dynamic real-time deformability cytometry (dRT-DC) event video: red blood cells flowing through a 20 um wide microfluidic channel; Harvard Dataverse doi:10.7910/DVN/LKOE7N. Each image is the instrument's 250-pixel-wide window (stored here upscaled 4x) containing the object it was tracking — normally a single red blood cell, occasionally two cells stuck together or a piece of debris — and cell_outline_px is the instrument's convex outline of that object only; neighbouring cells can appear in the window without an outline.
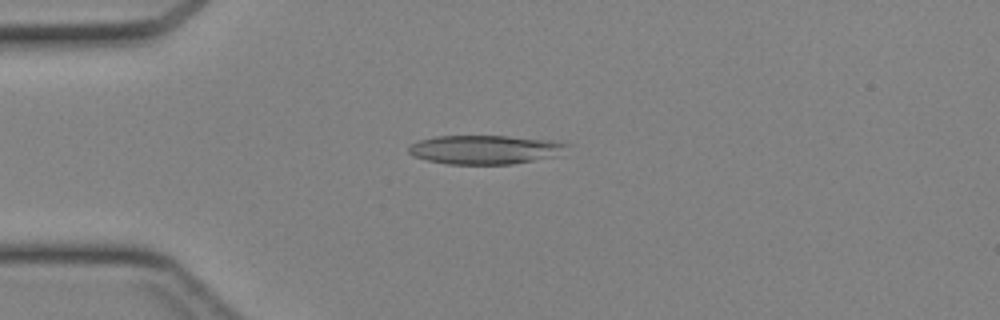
{"species": "Egyptian fruit bat (a non-hibernating species)", "species_latin": "Rousettus aegyptiacus", "temperature_condition": "cold", "stored_images_in_passage": 38, "camera_frame_rate_fps": 3000, "um_per_image_px": 0.085, "animal": {"sex": "female"}, "frame": {"image": 1, "passage_image": 6, "time_ms": 1.667, "image_size_px": [1000, 320], "cell_outline_px": [[572, 144], [560, 156], [512, 164], [448, 164], [428, 160], [412, 156], [408, 152], [408, 144], [420, 140], [436, 136], [508, 136], [552, 140]], "centroid_in_image_um": [41.28, 12.71], "position_along_channel_um": 43.7, "area_um2": 27.05}}
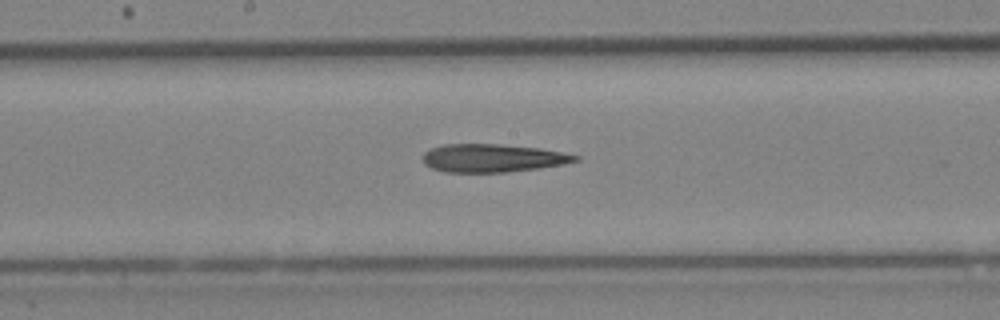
{"frame": {"image": 2, "passage_image": 18, "time_ms": 5.667, "image_size_px": [1000, 320], "cell_outline_px": [[580, 160], [564, 164], [536, 168], [504, 172], [444, 172], [432, 168], [424, 164], [420, 160], [420, 156], [424, 152], [432, 148], [444, 144], [500, 144], [540, 148], [580, 156]], "centroid_in_image_um": [41.81, 13.43], "position_along_channel_um": 206.4, "area_um2": 25.03}}
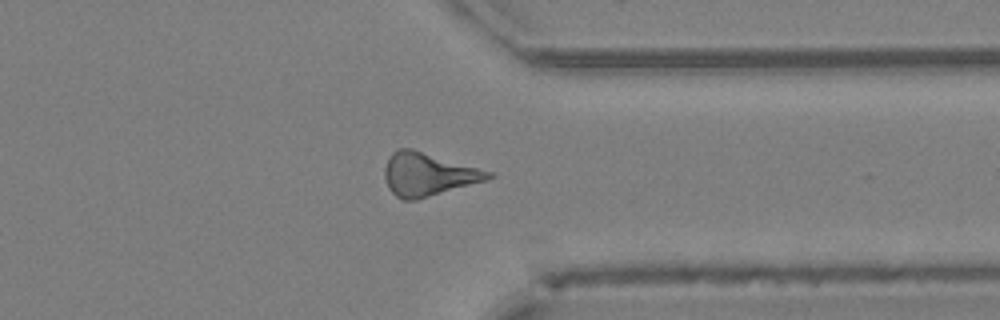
{"frame": {"image": 3, "passage_image": 29, "time_ms": 9.333, "image_size_px": [1000, 320], "cell_outline_px": [[496, 176], [488, 180], [416, 200], [404, 200], [396, 196], [388, 188], [384, 176], [384, 168], [388, 156], [396, 148], [412, 148], [496, 172]], "centroid_in_image_um": [36.42, 14.8], "position_along_channel_um": 375.0, "area_um2": 26.59}}